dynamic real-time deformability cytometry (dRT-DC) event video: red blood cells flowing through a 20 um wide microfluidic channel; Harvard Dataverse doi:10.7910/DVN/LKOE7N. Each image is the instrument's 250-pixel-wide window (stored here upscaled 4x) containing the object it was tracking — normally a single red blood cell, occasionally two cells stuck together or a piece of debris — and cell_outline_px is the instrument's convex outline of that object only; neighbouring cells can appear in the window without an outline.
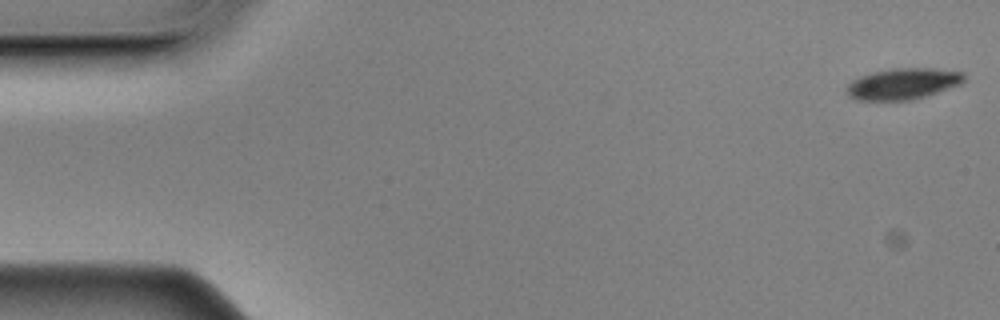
{"species": "Egyptian fruit bat (a non-hibernating species)", "species_latin": "Rousettus aegyptiacus", "temperature_condition": "cold", "stored_images_in_passage": 57, "camera_frame_rate_fps": 3000, "um_per_image_px": 0.085, "animal": {"sex": "male"}, "frame": {"image": 1, "passage_image": 1, "time_ms": 0.0, "image_size_px": [1000, 320], "cell_outline_px": [[964, 80], [960, 84], [912, 100], [856, 100], [848, 96], [848, 84], [852, 80], [876, 72], [892, 68], [932, 68], [964, 72]], "centroid_in_image_um": [76.76, 7.12], "position_along_channel_um": 8.2, "area_um2": 20.92}}
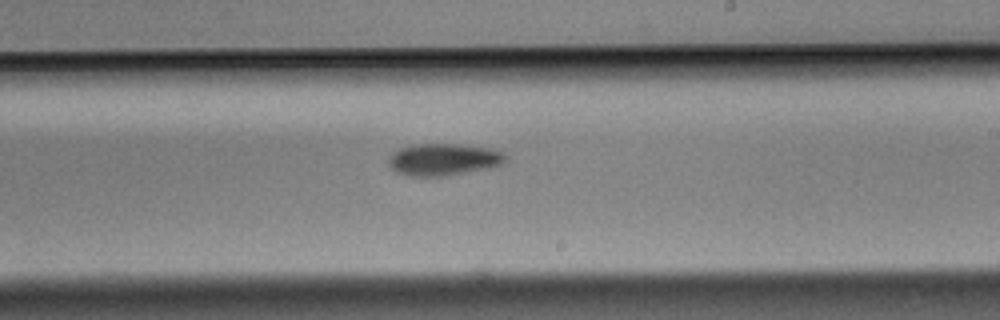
{"frame": {"image": 2, "passage_image": 33, "time_ms": 10.667, "image_size_px": [1000, 320], "cell_outline_px": [[508, 160], [500, 164], [488, 168], [444, 176], [412, 176], [396, 172], [388, 164], [388, 156], [400, 148], [420, 144], [456, 144], [488, 148], [504, 152], [508, 156]], "centroid_in_image_um": [37.71, 13.56], "position_along_channel_um": 251.3, "area_um2": 21.68}}
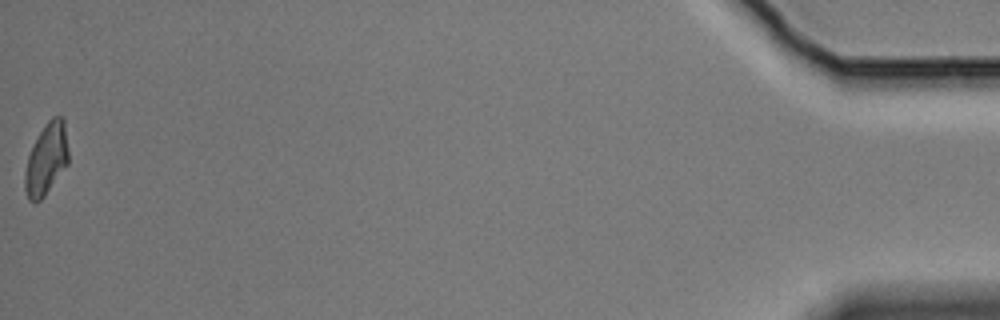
{"frame": {"image": 3, "passage_image": 57, "time_ms": 18.667, "image_size_px": [1000, 320], "cell_outline_px": [[68, 164], [44, 196], [36, 204], [28, 200], [24, 188], [24, 172], [28, 156], [40, 132], [48, 120], [52, 116], [64, 116], [68, 152]], "centroid_in_image_um": [3.94, 13.54], "position_along_channel_um": 431.3, "area_um2": 18.21}, "authors_computed_cell_mechanics": {"area_um2": 21.675, "velocity_mm_per_s": 3.4986, "shape_relaxation_time_tau1_ms": 2.4493, "shape_relaxation_time_tau2_ms": null, "deformation_change_tau1": 0.0915, "deformation_change_tau2": null}}